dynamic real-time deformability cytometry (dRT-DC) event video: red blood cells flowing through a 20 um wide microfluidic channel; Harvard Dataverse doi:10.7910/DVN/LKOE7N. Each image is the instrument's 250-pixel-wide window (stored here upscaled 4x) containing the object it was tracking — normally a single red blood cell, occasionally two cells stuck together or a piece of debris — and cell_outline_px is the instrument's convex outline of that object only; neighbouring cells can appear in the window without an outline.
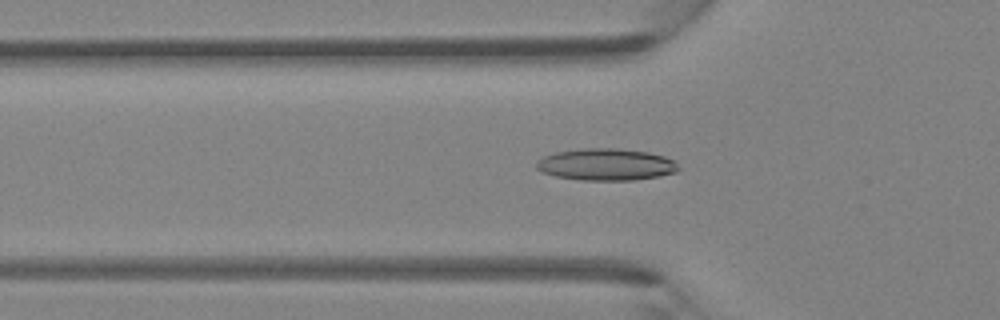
{"species": "Egyptian fruit bat (a non-hibernating species)", "species_latin": "Rousettus aegyptiacus", "temperature_condition": "room temperature", "stored_images_in_passage": 41, "camera_frame_rate_fps": 3000, "um_per_image_px": 0.085, "animal": {"sex": "female"}, "frame": {"image": 1, "passage_image": 15, "time_ms": 4.667, "image_size_px": [1000, 320], "cell_outline_px": [[680, 168], [676, 172], [660, 176], [632, 180], [580, 180], [556, 176], [540, 172], [536, 168], [536, 160], [544, 156], [556, 152], [580, 148], [616, 148], [648, 152], [664, 156], [676, 160]], "centroid_in_image_um": [51.52, 13.98], "position_along_channel_um": 74.3, "area_um2": 26.65}}
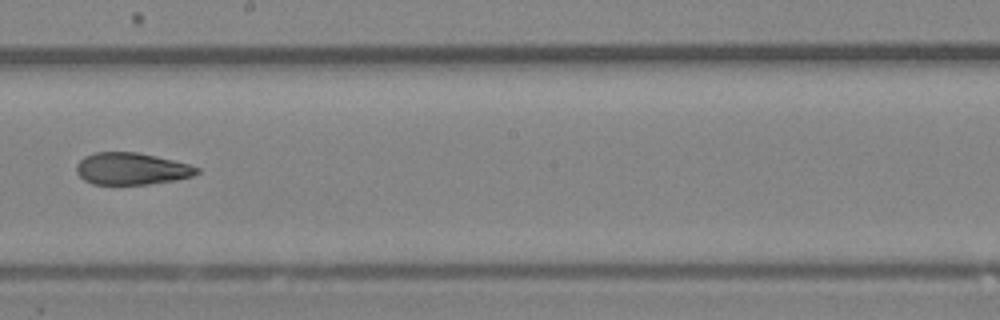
{"frame": {"image": 2, "passage_image": 26, "time_ms": 8.333, "image_size_px": [1000, 320], "cell_outline_px": [[200, 172], [192, 176], [176, 180], [148, 184], [92, 184], [84, 180], [76, 172], [76, 164], [84, 156], [96, 152], [136, 152], [156, 156], [188, 164], [200, 168]], "centroid_in_image_um": [11.17, 14.34], "position_along_channel_um": 237.0, "area_um2": 22.43}}
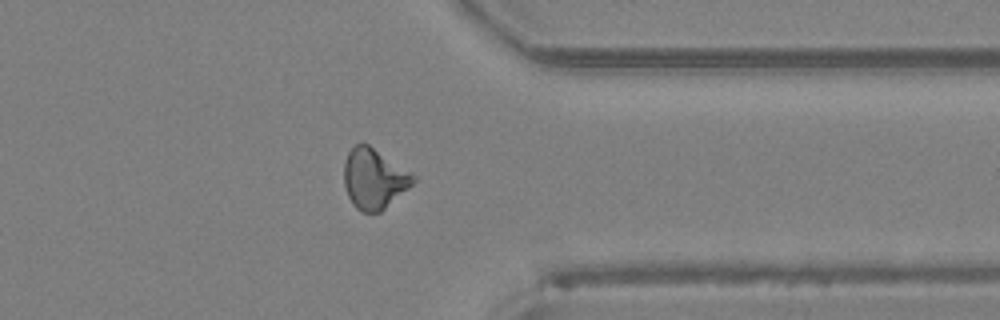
{"frame": {"image": 3, "passage_image": 36, "time_ms": 11.667, "image_size_px": [1000, 320], "cell_outline_px": [[416, 180], [408, 188], [380, 212], [364, 212], [356, 208], [352, 204], [348, 196], [344, 184], [344, 164], [348, 152], [356, 144], [368, 144], [412, 172], [416, 176]], "centroid_in_image_um": [31.79, 15.19], "position_along_channel_um": 379.6, "area_um2": 24.1}}